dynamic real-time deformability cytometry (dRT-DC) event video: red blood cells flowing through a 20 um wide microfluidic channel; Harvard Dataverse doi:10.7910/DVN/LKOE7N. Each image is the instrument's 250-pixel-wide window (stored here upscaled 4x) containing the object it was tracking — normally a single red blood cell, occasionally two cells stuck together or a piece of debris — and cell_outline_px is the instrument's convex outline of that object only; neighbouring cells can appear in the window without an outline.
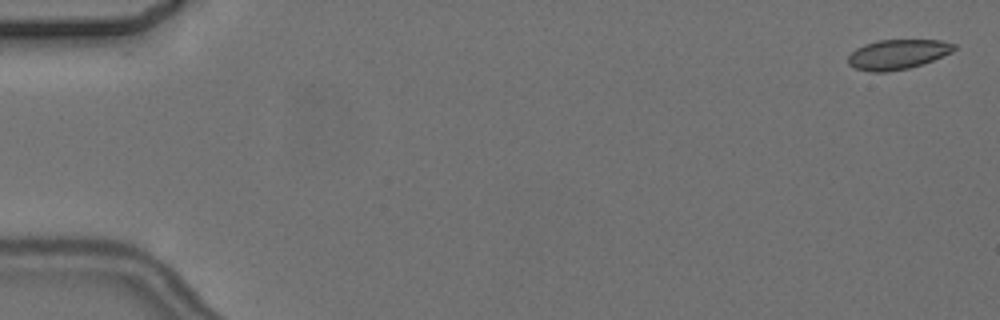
{"species": "common noctule bat (a hibernating species)", "species_latin": "Nyctalus noctula", "temperature_condition": "cold", "stored_images_in_passage": 10, "camera_frame_rate_fps": 3000, "um_per_image_px": 0.085, "animal": {"sex": "female", "body_mass_g": 24.6, "forearm_length_mm": 56.2}, "frame": {"image": 1, "passage_image": 1, "time_ms": 0.0, "image_size_px": [1000, 320], "cell_outline_px": [[956, 48], [952, 52], [932, 60], [908, 68], [888, 72], [872, 72], [856, 68], [848, 64], [848, 56], [856, 48], [864, 44], [880, 40], [940, 40], [956, 44]], "centroid_in_image_um": [76.29, 4.61], "position_along_channel_um": 8.7, "area_um2": 18.26}}
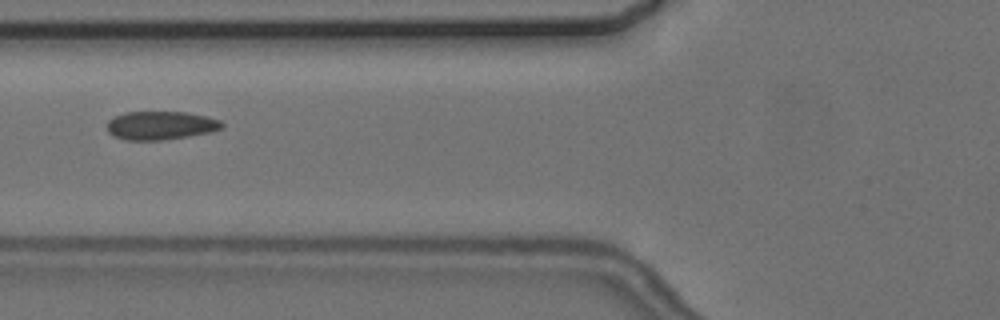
{"frame": {"image": 2, "passage_image": 6, "time_ms": 7.0, "image_size_px": [1000, 320], "cell_outline_px": [[224, 128], [212, 132], [188, 136], [160, 140], [124, 140], [108, 132], [108, 120], [124, 112], [188, 112], [208, 116], [220, 120], [224, 124]], "centroid_in_image_um": [13.71, 10.66], "position_along_channel_um": 112.1, "area_um2": 19.13}}
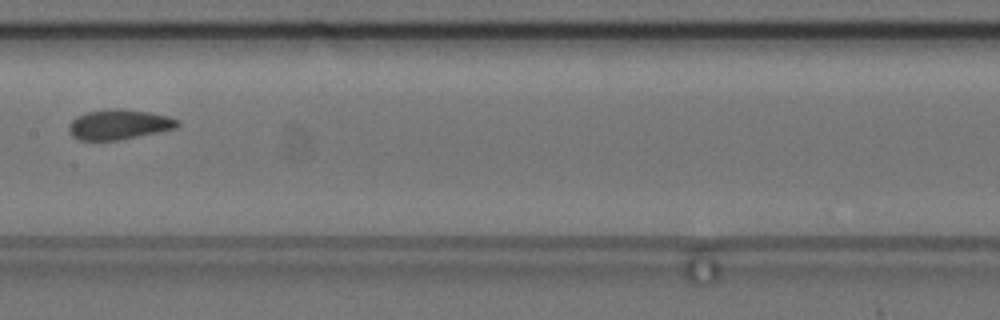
{"frame": {"image": 3, "passage_image": 8, "time_ms": 9.333, "image_size_px": [1000, 320], "cell_outline_px": [[180, 124], [176, 128], [116, 140], [80, 140], [72, 136], [68, 128], [68, 124], [76, 116], [88, 112], [112, 108], [124, 108], [148, 112], [168, 116], [180, 120]], "centroid_in_image_um": [10.1, 10.56], "position_along_channel_um": 197.3, "area_um2": 18.9}}